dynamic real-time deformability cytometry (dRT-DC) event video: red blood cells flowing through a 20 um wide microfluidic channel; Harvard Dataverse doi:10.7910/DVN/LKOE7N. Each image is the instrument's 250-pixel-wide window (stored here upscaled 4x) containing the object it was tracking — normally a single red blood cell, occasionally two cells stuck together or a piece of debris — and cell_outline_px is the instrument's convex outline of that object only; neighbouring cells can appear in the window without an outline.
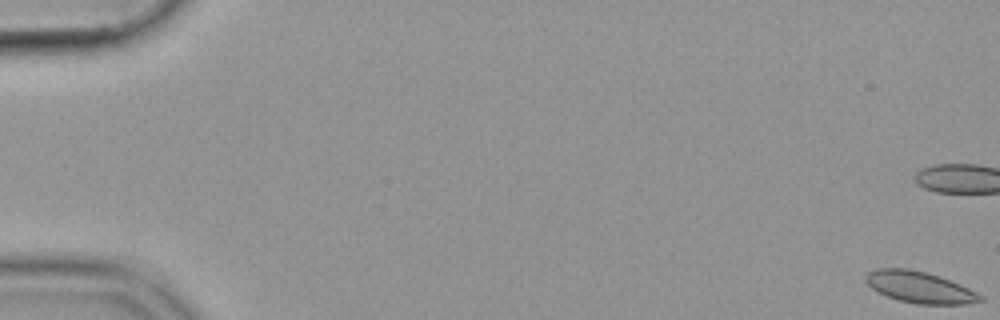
{"species": "common noctule bat (a hibernating species)", "species_latin": "Nyctalus noctula", "temperature_condition": "cold", "stored_images_in_passage": 56, "camera_frame_rate_fps": 3000, "um_per_image_px": 0.085, "animal": {"sex": "female", "body_mass_g": 19.9}, "frame": {"image": 1, "passage_image": 1, "time_ms": 0.0, "image_size_px": [1000, 320], "cell_outline_px": [[984, 300], [968, 304], [916, 304], [900, 300], [876, 292], [864, 280], [864, 276], [868, 272], [876, 268], [908, 268], [940, 276], [960, 284], [984, 296]], "centroid_in_image_um": [78.16, 24.41], "position_along_channel_um": 6.8, "area_um2": 21.04}}